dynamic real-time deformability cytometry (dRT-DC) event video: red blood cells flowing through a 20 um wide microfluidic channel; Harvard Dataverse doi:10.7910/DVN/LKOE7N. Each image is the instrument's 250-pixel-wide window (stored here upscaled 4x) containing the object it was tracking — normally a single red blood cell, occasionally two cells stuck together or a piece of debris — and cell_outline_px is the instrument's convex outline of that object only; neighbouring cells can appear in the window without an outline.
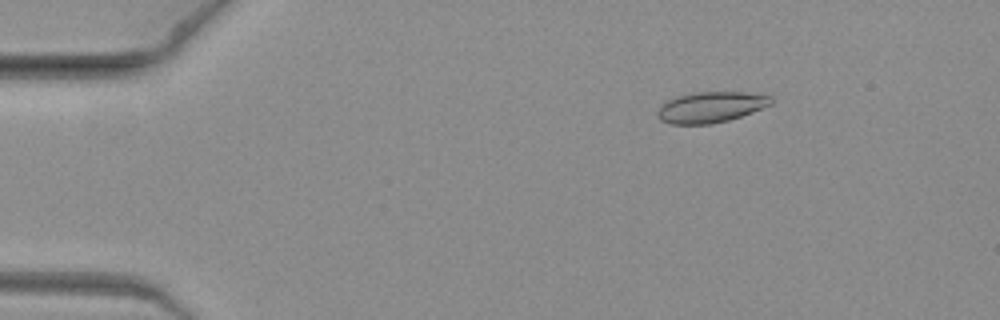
{"species": "common noctule bat (a hibernating species)", "species_latin": "Nyctalus noctula", "temperature_condition": "warm", "stored_images_in_passage": 7, "camera_frame_rate_fps": 3000, "um_per_image_px": 0.085, "animal": {"sex": "female", "body_mass_g": 19.3, "forearm_length_mm": 54.1}, "frame": {"image": 1, "passage_image": 2, "time_ms": 0.333, "image_size_px": [1000, 320], "cell_outline_px": [[772, 104], [752, 112], [728, 120], [712, 124], [672, 124], [660, 120], [656, 112], [668, 100], [676, 96], [692, 92], [744, 92], [772, 96]], "centroid_in_image_um": [60.42, 9.1], "position_along_channel_um": 24.6, "area_um2": 20.29}}
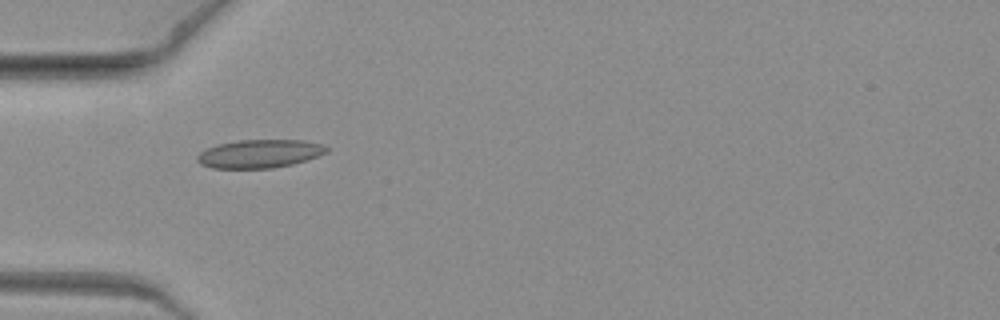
{"frame": {"image": 2, "passage_image": 6, "time_ms": 1.667, "image_size_px": [1000, 320], "cell_outline_px": [[328, 152], [292, 164], [272, 168], [212, 168], [200, 164], [196, 160], [196, 156], [200, 152], [216, 144], [240, 140], [304, 140], [324, 144], [328, 148]], "centroid_in_image_um": [22.04, 13.06], "position_along_channel_um": 63.0, "area_um2": 21.33}}
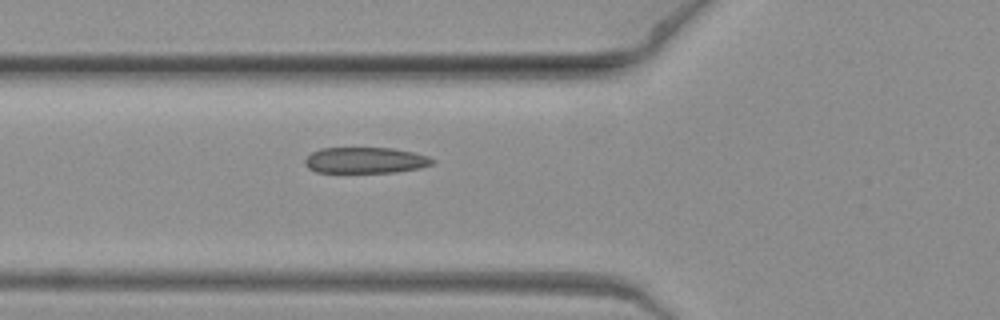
{"frame": {"image": 3, "passage_image": 7, "time_ms": 2.0, "image_size_px": [1000, 320], "cell_outline_px": [[436, 160], [432, 164], [420, 168], [396, 172], [316, 172], [308, 168], [304, 164], [304, 160], [312, 152], [320, 148], [392, 148], [412, 152], [428, 156]], "centroid_in_image_um": [31.05, 13.62], "position_along_channel_um": 94.7, "area_um2": 19.31}}